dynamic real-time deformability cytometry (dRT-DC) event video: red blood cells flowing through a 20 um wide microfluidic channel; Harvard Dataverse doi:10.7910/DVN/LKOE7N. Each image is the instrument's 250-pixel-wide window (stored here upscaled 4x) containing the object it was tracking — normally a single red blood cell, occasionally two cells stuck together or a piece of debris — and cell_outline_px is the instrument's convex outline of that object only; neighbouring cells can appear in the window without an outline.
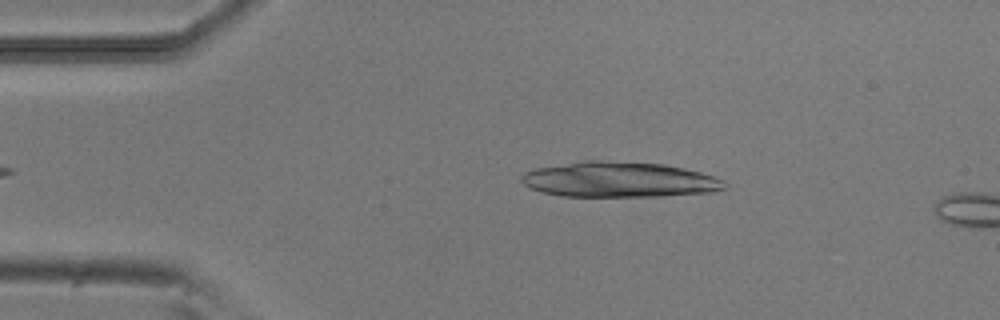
{"species": "common noctule bat (a hibernating species)", "species_latin": "Nyctalus noctula", "temperature_condition": "room temperature", "stored_images_in_passage": 15, "segment_of_instrument_passage": [1, 2], "camera_frame_rate_fps": 3000, "um_per_image_px": 0.085, "animal": {"sex": "male", "body_mass_g": 20.5, "forearm_length_mm": 52.5}, "frame": {"image": 1, "passage_image": 2, "time_ms": 0.333, "image_size_px": [1000, 320], "cell_outline_px": [[704, 188], [680, 192], [608, 196], [584, 196], [552, 192], [596, 164], [648, 164], [672, 168], [692, 172], [700, 176]], "centroid_in_image_um": [53.6, 15.37], "position_along_channel_um": 31.4, "area_um2": 25.84}}